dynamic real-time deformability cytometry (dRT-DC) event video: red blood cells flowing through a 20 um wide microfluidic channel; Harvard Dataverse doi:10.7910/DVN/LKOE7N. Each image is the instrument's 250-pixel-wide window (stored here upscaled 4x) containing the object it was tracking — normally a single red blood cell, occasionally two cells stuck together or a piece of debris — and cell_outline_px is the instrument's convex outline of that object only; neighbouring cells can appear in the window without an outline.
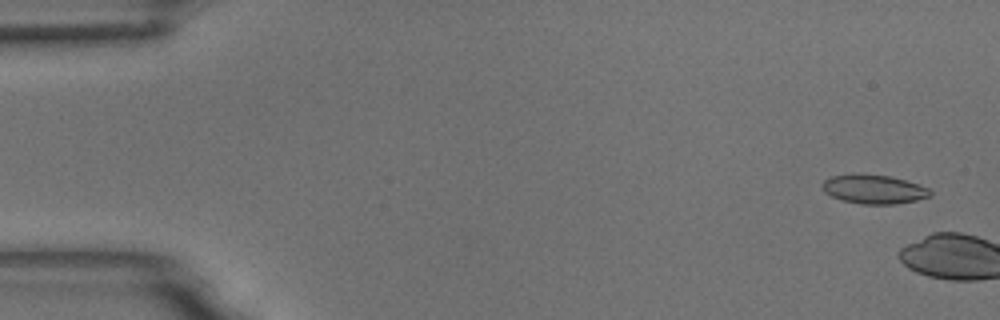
{"species": "common noctule bat (a hibernating species)", "species_latin": "Nyctalus noctula", "temperature_condition": "room temperature", "stored_images_in_passage": 5, "camera_frame_rate_fps": 3000, "um_per_image_px": 0.085, "animal": {"sex": "male", "body_mass_g": 18.8}, "frame": {"image": 1, "passage_image": 3, "time_ms": 0.667, "image_size_px": [1000, 320], "cell_outline_px": [[932, 196], [916, 200], [896, 204], [860, 204], [844, 200], [832, 196], [824, 192], [820, 188], [820, 184], [824, 180], [832, 176], [856, 172], [888, 176], [920, 184], [928, 188], [932, 192]], "centroid_in_image_um": [74.24, 16.07], "position_along_channel_um": 10.8, "area_um2": 18.55}}